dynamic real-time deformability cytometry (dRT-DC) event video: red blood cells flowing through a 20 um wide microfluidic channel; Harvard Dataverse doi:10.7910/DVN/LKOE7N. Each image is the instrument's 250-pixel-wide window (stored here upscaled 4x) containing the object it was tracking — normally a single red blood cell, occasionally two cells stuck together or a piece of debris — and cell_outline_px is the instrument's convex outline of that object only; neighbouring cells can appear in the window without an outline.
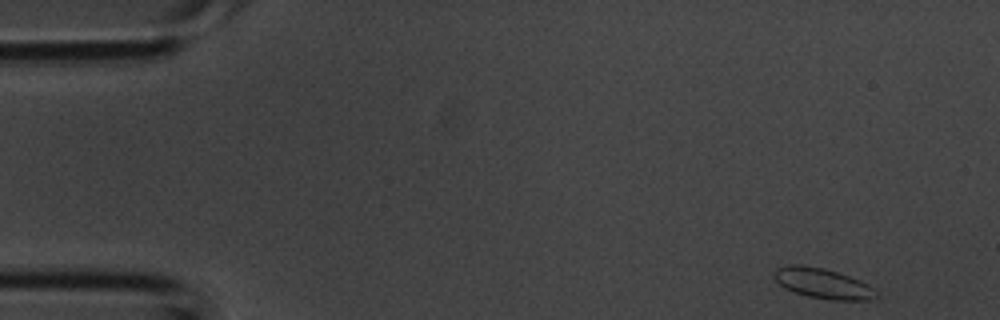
{"species": "common noctule bat (a hibernating species)", "species_latin": "Nyctalus noctula", "temperature_condition": "room temperature", "stored_images_in_passage": 37, "camera_frame_rate_fps": 3000, "um_per_image_px": 0.085, "animal": {"sex": "male", "body_mass_g": 20.1, "forearm_length_mm": 53.5}, "frame": {"image": 1, "passage_image": 1, "time_ms": 0.0, "image_size_px": [1000, 320], "cell_outline_px": [[876, 296], [872, 300], [832, 300], [808, 296], [784, 288], [772, 276], [772, 272], [776, 268], [788, 264], [800, 264], [824, 268], [860, 280], [868, 284], [876, 292]], "centroid_in_image_um": [69.89, 24.07], "position_along_channel_um": 15.1, "area_um2": 17.98}}
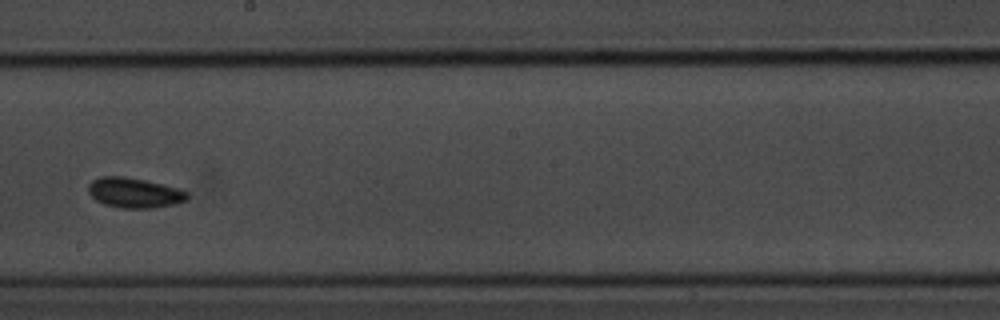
{"frame": {"image": 2, "passage_image": 20, "time_ms": 6.333, "image_size_px": [1000, 320], "cell_outline_px": [[188, 200], [176, 204], [156, 208], [120, 208], [104, 204], [96, 200], [88, 192], [88, 184], [92, 180], [100, 176], [124, 176], [144, 180], [176, 188], [188, 192]], "centroid_in_image_um": [11.41, 16.39], "position_along_channel_um": 236.8, "area_um2": 17.4}}
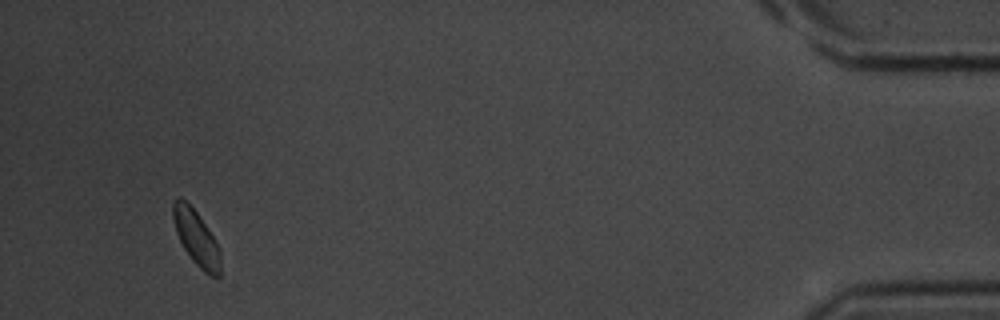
{"frame": {"image": 3, "passage_image": 35, "time_ms": 11.333, "image_size_px": [1000, 320], "cell_outline_px": [[220, 276], [208, 276], [192, 260], [184, 248], [176, 232], [172, 216], [172, 204], [176, 196], [180, 196], [196, 212], [216, 240], [220, 248]], "centroid_in_image_um": [16.68, 20.21], "position_along_channel_um": 418.5, "area_um2": 15.2}}